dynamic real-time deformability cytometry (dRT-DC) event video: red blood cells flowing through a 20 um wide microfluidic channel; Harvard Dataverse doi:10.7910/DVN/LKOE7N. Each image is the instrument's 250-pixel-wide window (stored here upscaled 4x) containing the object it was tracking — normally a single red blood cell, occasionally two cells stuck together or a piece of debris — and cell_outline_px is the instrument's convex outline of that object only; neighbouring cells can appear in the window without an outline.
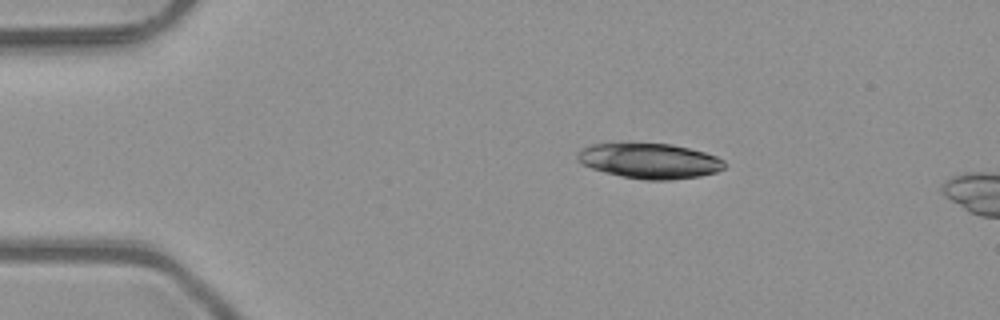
{"species": "common noctule bat (a hibernating species)", "species_latin": "Nyctalus noctula", "temperature_condition": "room temperature", "stored_images_in_passage": 3, "camera_frame_rate_fps": 3000, "um_per_image_px": 0.085, "animal": {"sex": "male", "body_mass_g": 23.1, "forearm_length_mm": 52.7}, "frame": {"image": 1, "passage_image": 1, "time_ms": 0.0, "image_size_px": [1000, 320], "cell_outline_px": [[724, 168], [716, 172], [700, 176], [672, 180], [644, 180], [620, 176], [604, 172], [592, 168], [576, 160], [576, 152], [580, 148], [592, 144], [672, 144], [704, 152], [716, 156], [724, 160]], "centroid_in_image_um": [55.19, 13.68], "position_along_channel_um": 29.8, "area_um2": 30.11}}